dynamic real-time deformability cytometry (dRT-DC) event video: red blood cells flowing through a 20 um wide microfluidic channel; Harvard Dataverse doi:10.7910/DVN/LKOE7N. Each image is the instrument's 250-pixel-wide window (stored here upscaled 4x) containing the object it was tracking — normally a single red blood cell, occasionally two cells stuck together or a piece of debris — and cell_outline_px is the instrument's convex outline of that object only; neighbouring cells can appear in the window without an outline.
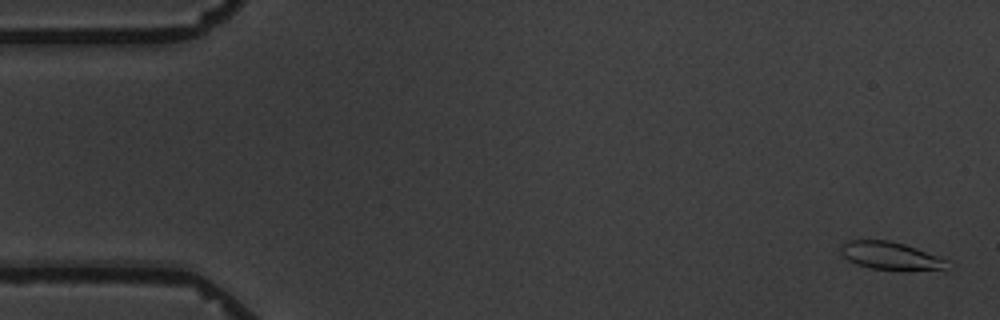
{"species": "common noctule bat (a hibernating species)", "species_latin": "Nyctalus noctula", "temperature_condition": "warm", "stored_images_in_passage": 4, "camera_frame_rate_fps": 3000, "um_per_image_px": 0.085, "animal": {"sex": "male", "body_mass_g": 19.5, "forearm_length_mm": 54.6}, "frame": {"image": 1, "passage_image": 1, "time_ms": 0.0, "image_size_px": [1000, 320], "cell_outline_px": [[952, 268], [948, 272], [944, 272], [872, 268], [856, 264], [848, 260], [840, 252], [840, 244], [848, 240], [888, 240], [904, 244], [916, 248], [936, 256], [944, 260]], "centroid_in_image_um": [75.77, 21.77], "position_along_channel_um": 9.2, "area_um2": 17.57}}